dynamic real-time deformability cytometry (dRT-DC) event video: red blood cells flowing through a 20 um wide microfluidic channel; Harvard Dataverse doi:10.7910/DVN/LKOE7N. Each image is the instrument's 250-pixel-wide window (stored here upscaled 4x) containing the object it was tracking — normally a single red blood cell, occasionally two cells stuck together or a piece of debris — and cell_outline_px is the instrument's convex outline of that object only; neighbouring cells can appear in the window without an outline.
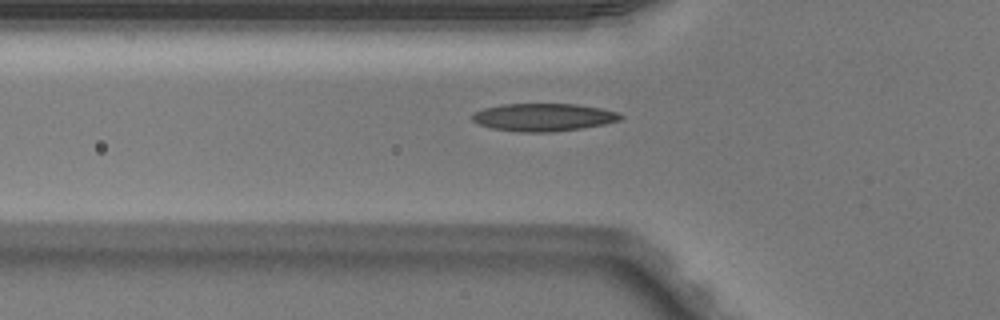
{"species": "Egyptian fruit bat (a non-hibernating species)", "species_latin": "Rousettus aegyptiacus", "temperature_condition": "warm", "stored_images_in_passage": 35, "camera_frame_rate_fps": 3000, "um_per_image_px": 0.085, "animal": {"sex": "male"}, "frame": {"image": 1, "passage_image": 2, "time_ms": 0.333, "image_size_px": [1000, 320], "cell_outline_px": [[624, 116], [620, 120], [604, 124], [580, 128], [552, 132], [520, 132], [492, 128], [480, 124], [472, 120], [472, 116], [476, 112], [484, 108], [504, 104], [576, 104], [600, 108], [620, 112]], "centroid_in_image_um": [46.23, 9.96], "position_along_channel_um": 79.6, "area_um2": 23.81}}
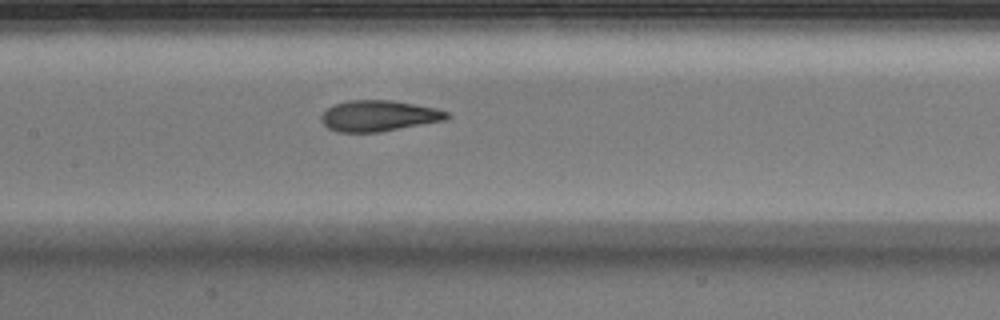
{"frame": {"image": 2, "passage_image": 9, "time_ms": 2.667, "image_size_px": [1000, 320], "cell_outline_px": [[452, 116], [444, 120], [380, 132], [336, 132], [328, 128], [320, 120], [320, 116], [332, 104], [348, 100], [392, 100], [436, 108], [448, 112]], "centroid_in_image_um": [32.17, 9.84], "position_along_channel_um": 175.2, "area_um2": 22.72}}
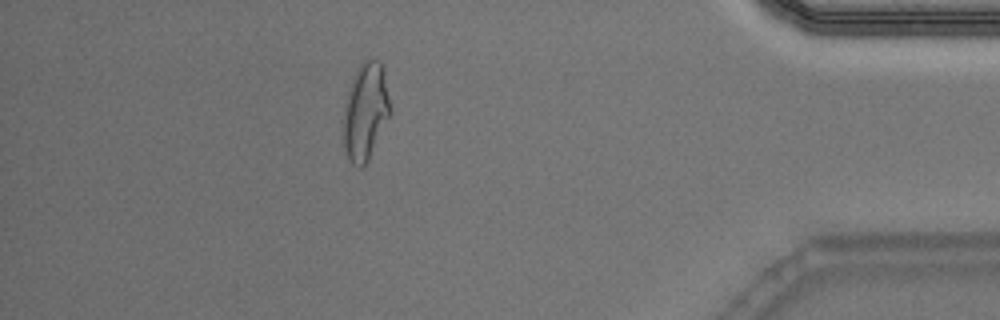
{"frame": {"image": 3, "passage_image": 29, "time_ms": 9.333, "image_size_px": [1000, 320], "cell_outline_px": [[392, 112], [368, 160], [360, 168], [352, 164], [348, 160], [344, 148], [344, 104], [348, 88], [352, 76], [360, 64], [368, 56], [372, 56], [380, 60], [384, 68], [392, 108]], "centroid_in_image_um": [31.09, 9.4], "position_along_channel_um": 404.1, "area_um2": 27.22}, "authors_computed_cell_mechanics": {"area_um2": 23.5246, "velocity_mm_per_s": 4.0408, "shape_relaxation_time_tau1_ms": 5.5258, "shape_relaxation_time_tau2_ms": 1.412, "deformation_change_tau1": 0.2037, "deformation_change_tau2": 0.0789}}